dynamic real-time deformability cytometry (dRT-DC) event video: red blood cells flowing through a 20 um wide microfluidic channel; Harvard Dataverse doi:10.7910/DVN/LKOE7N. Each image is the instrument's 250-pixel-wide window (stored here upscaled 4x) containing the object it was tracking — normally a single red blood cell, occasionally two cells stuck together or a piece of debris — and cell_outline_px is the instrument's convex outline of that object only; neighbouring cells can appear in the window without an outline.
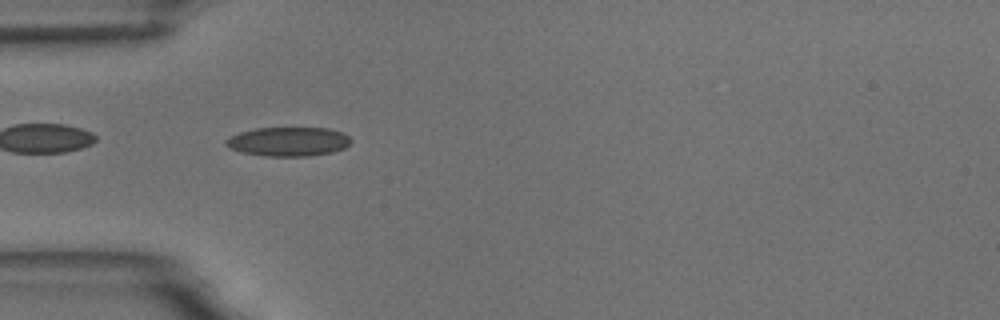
{"species": "common noctule bat (a hibernating species)", "species_latin": "Nyctalus noctula", "temperature_condition": "room temperature", "stored_images_in_passage": 11, "camera_frame_rate_fps": 3000, "um_per_image_px": 0.085, "animal": {"sex": "male", "body_mass_g": 18.8}, "frame": {"image": 1, "passage_image": 5, "time_ms": 5.667, "image_size_px": [1000, 320], "cell_outline_px": [[352, 140], [344, 148], [332, 152], [308, 156], [264, 156], [244, 152], [232, 148], [224, 144], [224, 140], [228, 136], [240, 132], [256, 128], [328, 128], [340, 132], [348, 136]], "centroid_in_image_um": [24.49, 12.03], "position_along_channel_um": 60.5, "area_um2": 21.1}}
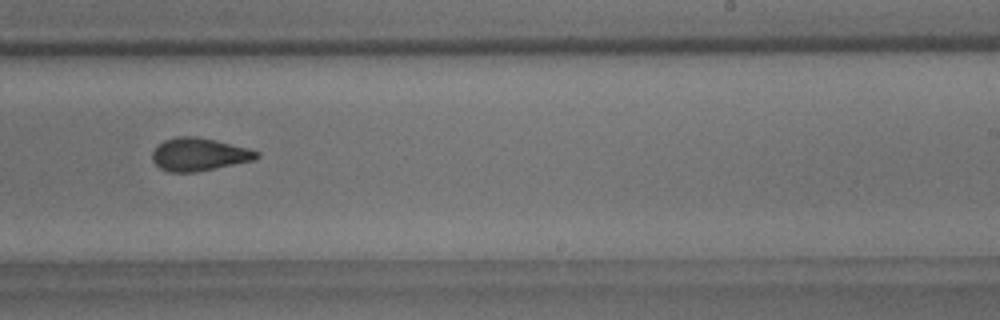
{"frame": {"image": 2, "passage_image": 10, "time_ms": 11.667, "image_size_px": [1000, 320], "cell_outline_px": [[260, 156], [252, 160], [196, 172], [168, 172], [160, 168], [152, 160], [152, 152], [164, 140], [176, 136], [196, 136], [216, 140], [248, 148], [260, 152]], "centroid_in_image_um": [16.9, 13.12], "position_along_channel_um": 272.1, "area_um2": 19.88}}